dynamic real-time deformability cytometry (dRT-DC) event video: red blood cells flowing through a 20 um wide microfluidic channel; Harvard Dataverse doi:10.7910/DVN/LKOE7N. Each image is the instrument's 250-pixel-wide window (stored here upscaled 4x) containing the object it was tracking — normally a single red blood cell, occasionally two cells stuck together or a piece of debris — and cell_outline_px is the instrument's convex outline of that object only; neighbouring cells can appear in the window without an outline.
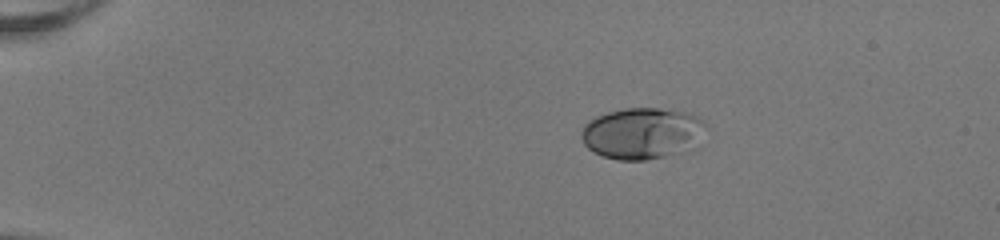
{"species": "human", "species_latin": "Homo sapiens", "temperature_condition": "room temperature", "stored_images_in_passage": 43, "camera_frame_rate_fps": 3000, "um_per_image_px": 0.085, "donor": {"sex": "female"}, "frame": {"image": 1, "passage_image": 1, "time_ms": 0.0, "image_size_px": [1000, 240], "cell_outline_px": [[708, 128], [680, 152], [664, 156], [644, 160], [616, 160], [604, 156], [588, 148], [584, 144], [580, 132], [584, 124], [588, 120], [596, 116], [608, 112], [624, 108], [660, 108], [688, 112], [700, 116], [704, 120]], "centroid_in_image_um": [54.53, 11.29], "position_along_channel_um": 30.5, "area_um2": 36.93}}
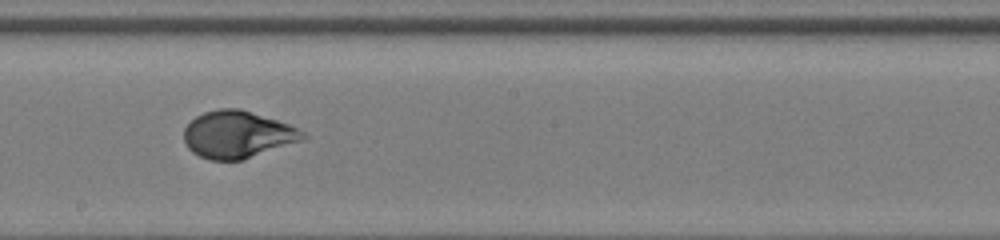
{"frame": {"image": 2, "passage_image": 22, "time_ms": 7.0, "image_size_px": [1000, 240], "cell_outline_px": [[308, 136], [304, 140], [240, 160], [208, 160], [192, 152], [184, 144], [184, 128], [196, 116], [204, 112], [220, 108], [240, 108], [288, 124], [304, 132]], "centroid_in_image_um": [20.17, 11.43], "position_along_channel_um": 228.0, "area_um2": 32.54}}
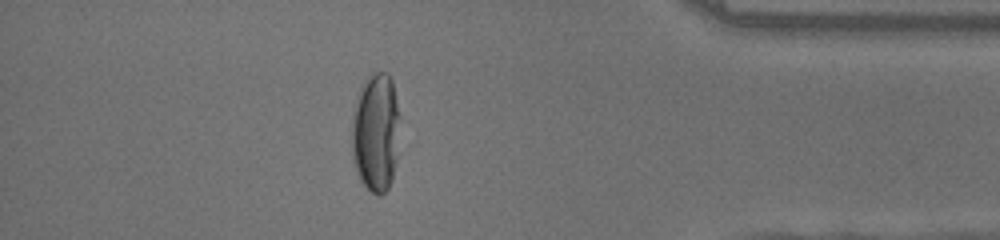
{"frame": {"image": 3, "passage_image": 37, "time_ms": 12.0, "image_size_px": [1000, 240], "cell_outline_px": [[400, 116], [396, 160], [392, 180], [388, 188], [380, 196], [372, 192], [360, 180], [356, 172], [352, 156], [352, 116], [360, 84], [368, 76], [376, 72], [388, 72], [392, 80]], "centroid_in_image_um": [31.93, 11.23], "position_along_channel_um": 403.3, "area_um2": 33.7}, "authors_computed_cell_mechanics": {"area_um2": 32.7148, "velocity_mm_per_s": 4.0267, "shape_relaxation_time_tau1_ms": 6.3532, "shape_relaxation_time_tau2_ms": null, "deformation_change_tau1": 0.23, "deformation_change_tau2": null}}